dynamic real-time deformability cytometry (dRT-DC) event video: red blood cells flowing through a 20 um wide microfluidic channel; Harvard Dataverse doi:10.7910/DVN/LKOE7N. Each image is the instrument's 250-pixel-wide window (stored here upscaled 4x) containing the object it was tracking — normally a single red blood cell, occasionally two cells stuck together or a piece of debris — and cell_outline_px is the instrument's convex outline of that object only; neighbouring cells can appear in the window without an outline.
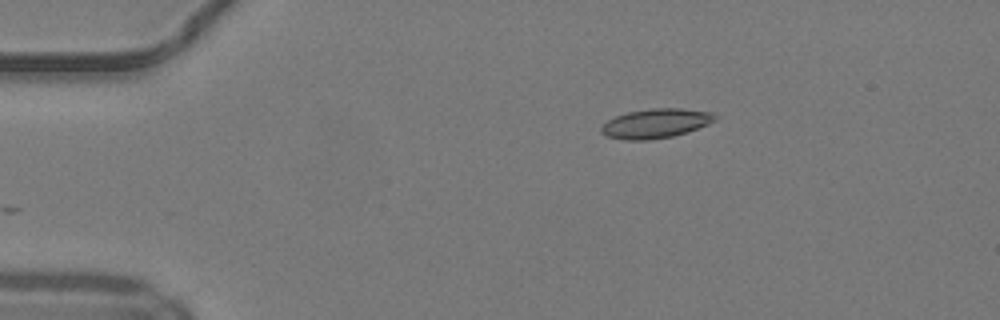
{"species": "common noctule bat (a hibernating species)", "species_latin": "Nyctalus noctula", "temperature_condition": "warm", "stored_images_in_passage": 35, "camera_frame_rate_fps": 3000, "um_per_image_px": 0.085, "animal": {"sex": "male", "body_mass_g": 19.2, "forearm_length_mm": 51.8}, "frame": {"image": 1, "passage_image": 1, "time_ms": 0.0, "image_size_px": [1000, 320], "cell_outline_px": [[716, 120], [708, 124], [688, 132], [672, 136], [648, 140], [624, 140], [604, 136], [600, 132], [600, 128], [608, 120], [616, 116], [628, 112], [652, 108], [680, 108], [712, 112], [716, 116]], "centroid_in_image_um": [55.72, 10.5], "position_along_channel_um": 29.3, "area_um2": 19.54}}
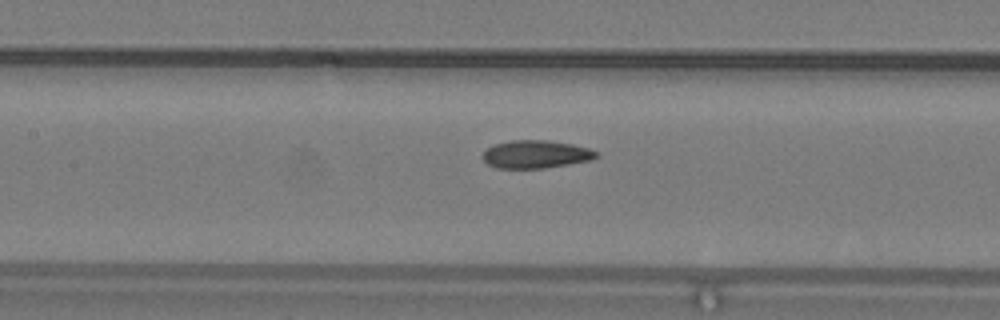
{"frame": {"image": 2, "passage_image": 15, "time_ms": 4.667, "image_size_px": [1000, 320], "cell_outline_px": [[600, 156], [592, 160], [544, 168], [496, 168], [488, 164], [480, 156], [488, 148], [496, 144], [508, 140], [548, 140], [572, 144], [588, 148], [596, 152]], "centroid_in_image_um": [45.54, 13.11], "position_along_channel_um": 161.9, "area_um2": 18.5}}
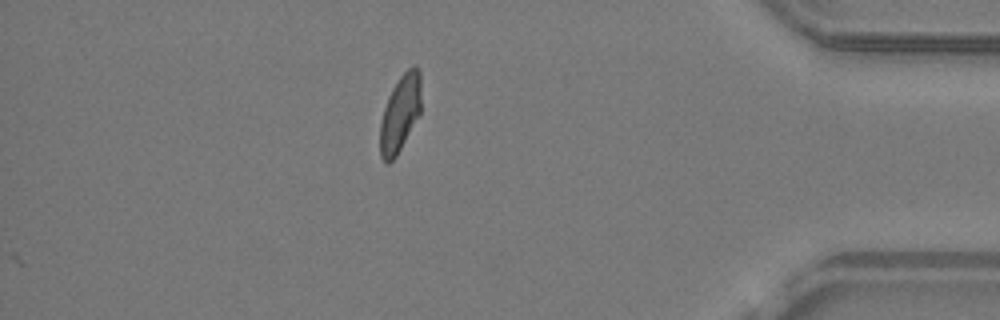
{"frame": {"image": 3, "passage_image": 35, "time_ms": 11.333, "image_size_px": [1000, 320], "cell_outline_px": [[420, 116], [396, 156], [388, 164], [384, 164], [380, 156], [380, 124], [384, 108], [388, 96], [392, 88], [400, 76], [412, 64], [416, 64], [420, 72]], "centroid_in_image_um": [34.01, 9.65], "position_along_channel_um": 401.2, "area_um2": 18.61}, "authors_computed_cell_mechanics": {"area_um2": 19.074, "velocity_mm_per_s": 4.1845, "shape_relaxation_time_tau1_ms": 5.2181, "shape_relaxation_time_tau2_ms": 1.98, "deformation_change_tau1": 0.174, "deformation_change_tau2": 0.0817}}